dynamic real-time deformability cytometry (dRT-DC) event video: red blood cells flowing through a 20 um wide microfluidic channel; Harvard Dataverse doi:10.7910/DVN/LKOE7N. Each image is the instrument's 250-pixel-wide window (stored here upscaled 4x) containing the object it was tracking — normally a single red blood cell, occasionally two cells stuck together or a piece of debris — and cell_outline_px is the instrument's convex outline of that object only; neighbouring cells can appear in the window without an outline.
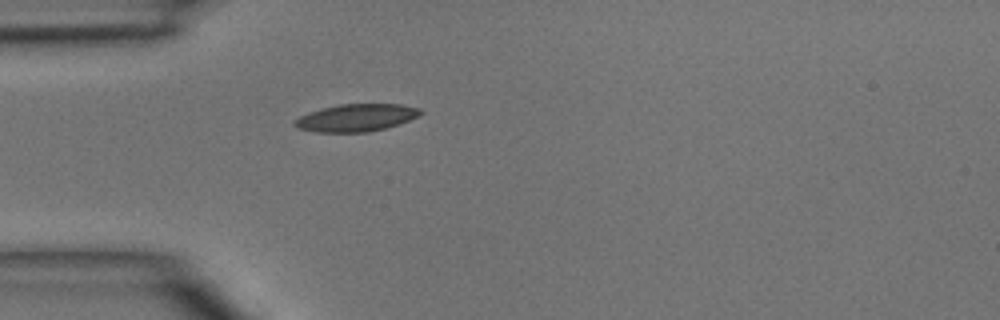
{"species": "common noctule bat (a hibernating species)", "species_latin": "Nyctalus noctula", "temperature_condition": "room temperature", "stored_images_in_passage": 34, "camera_frame_rate_fps": 3000, "um_per_image_px": 0.085, "animal": {"sex": "male", "body_mass_g": 15.6}, "frame": {"image": 1, "passage_image": 1, "time_ms": 0.0, "image_size_px": [1000, 320], "cell_outline_px": [[424, 112], [408, 120], [384, 128], [368, 132], [316, 132], [296, 128], [292, 124], [292, 120], [308, 112], [320, 108], [340, 104], [400, 104], [420, 108]], "centroid_in_image_um": [30.2, 10.0], "position_along_channel_um": 54.8, "area_um2": 20.11}}
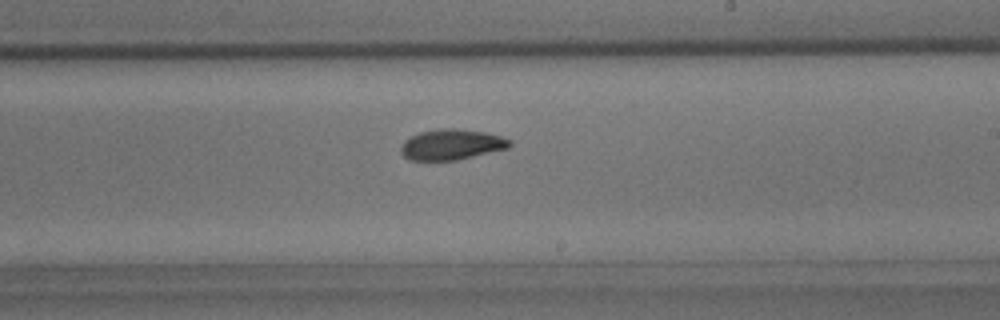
{"frame": {"image": 2, "passage_image": 15, "time_ms": 4.667, "image_size_px": [1000, 320], "cell_outline_px": [[512, 144], [508, 148], [456, 160], [408, 160], [400, 152], [400, 148], [404, 140], [420, 132], [440, 128], [456, 128], [484, 132], [500, 136], [512, 140]], "centroid_in_image_um": [38.37, 12.28], "position_along_channel_um": 250.6, "area_um2": 19.36}}
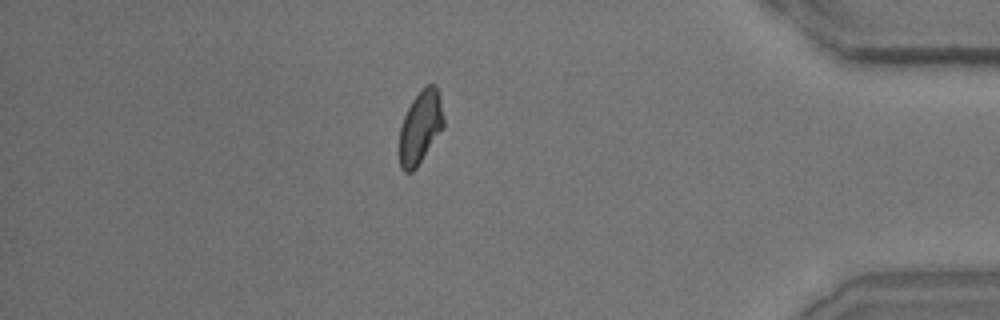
{"frame": {"image": 3, "passage_image": 28, "time_ms": 9.0, "image_size_px": [1000, 320], "cell_outline_px": [[444, 128], [416, 168], [412, 172], [404, 172], [400, 168], [400, 128], [404, 116], [412, 100], [428, 84], [436, 84], [440, 96], [444, 120]], "centroid_in_image_um": [35.75, 10.83], "position_along_channel_um": 399.5, "area_um2": 18.73}}